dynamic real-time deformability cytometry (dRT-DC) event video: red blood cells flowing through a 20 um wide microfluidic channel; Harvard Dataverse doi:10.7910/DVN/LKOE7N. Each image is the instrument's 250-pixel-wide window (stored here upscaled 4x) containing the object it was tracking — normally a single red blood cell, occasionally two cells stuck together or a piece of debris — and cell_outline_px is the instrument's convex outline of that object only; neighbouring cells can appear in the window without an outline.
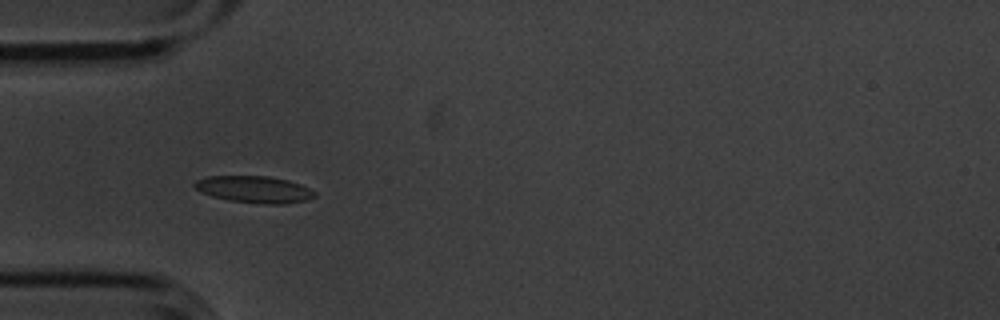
{"species": "common noctule bat (a hibernating species)", "species_latin": "Nyctalus noctula", "temperature_condition": "cold", "stored_images_in_passage": 7, "camera_frame_rate_fps": 3000, "um_per_image_px": 0.085, "animal": {"sex": "male", "body_mass_g": 20.1, "forearm_length_mm": 53.5}, "frame": {"image": 1, "passage_image": 5, "time_ms": 1.333, "image_size_px": [1000, 320], "cell_outline_px": [[316, 196], [304, 200], [284, 204], [264, 204], [228, 200], [212, 196], [200, 192], [192, 184], [196, 180], [208, 176], [268, 176], [288, 180], [300, 184], [316, 192]], "centroid_in_image_um": [21.59, 16.09], "position_along_channel_um": 63.4, "area_um2": 18.73}}
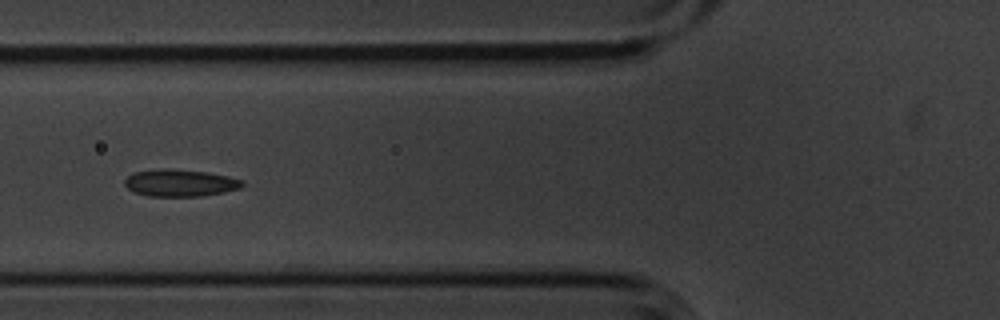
{"frame": {"image": 2, "passage_image": 6, "time_ms": 1.667, "image_size_px": [1000, 320], "cell_outline_px": [[244, 184], [240, 188], [224, 192], [200, 196], [148, 196], [132, 192], [124, 184], [124, 180], [132, 172], [164, 168], [204, 172], [228, 176], [244, 180]], "centroid_in_image_um": [15.28, 15.55], "position_along_channel_um": 110.5, "area_um2": 18.55}}
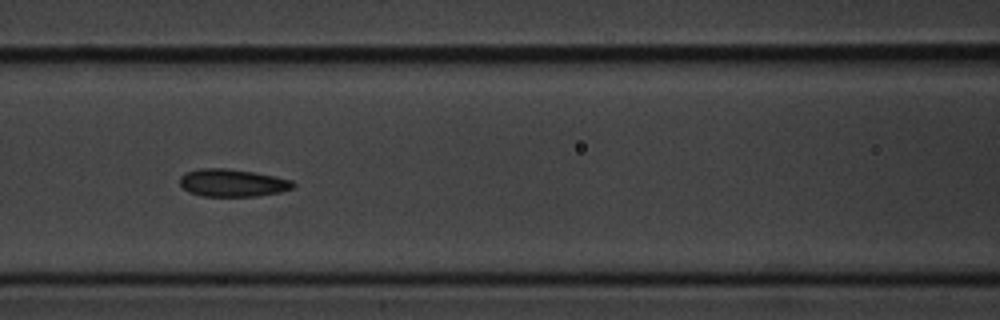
{"frame": {"image": 3, "passage_image": 7, "time_ms": 2.0, "image_size_px": [1000, 320], "cell_outline_px": [[296, 184], [292, 188], [280, 192], [256, 196], [200, 196], [188, 192], [180, 184], [180, 176], [184, 172], [200, 168], [228, 168], [276, 176], [292, 180]], "centroid_in_image_um": [19.74, 15.54], "position_along_channel_um": 146.9, "area_um2": 18.32}}